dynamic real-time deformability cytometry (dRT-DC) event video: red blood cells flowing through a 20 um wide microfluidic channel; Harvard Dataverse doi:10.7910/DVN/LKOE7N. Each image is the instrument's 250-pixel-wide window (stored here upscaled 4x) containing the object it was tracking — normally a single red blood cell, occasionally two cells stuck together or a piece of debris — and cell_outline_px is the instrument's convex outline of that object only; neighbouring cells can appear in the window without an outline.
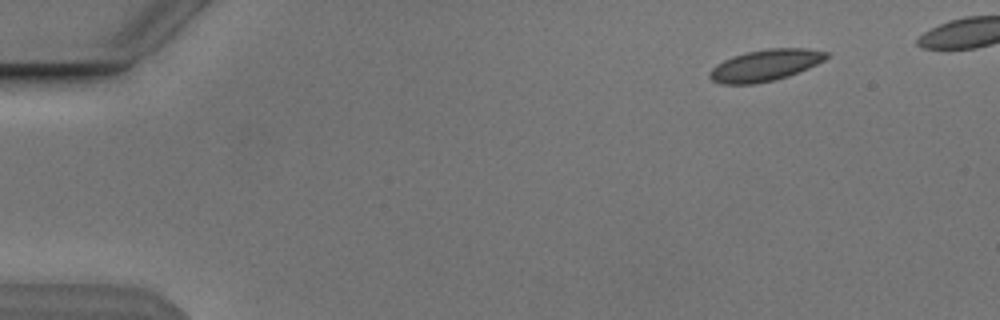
{"species": "Egyptian fruit bat (a non-hibernating species)", "species_latin": "Rousettus aegyptiacus", "temperature_condition": "cold", "stored_images_in_passage": 6, "camera_frame_rate_fps": 3000, "um_per_image_px": 0.085, "animal": {"sex": "male"}, "frame": {"image": 1, "passage_image": 1, "time_ms": 0.0, "image_size_px": [1000, 320], "cell_outline_px": [[828, 56], [824, 60], [808, 68], [788, 76], [776, 80], [756, 84], [720, 84], [712, 80], [708, 76], [708, 72], [716, 64], [732, 56], [744, 52], [768, 48], [804, 48], [828, 52]], "centroid_in_image_um": [65.0, 5.55], "position_along_channel_um": 20.0, "area_um2": 21.56}}
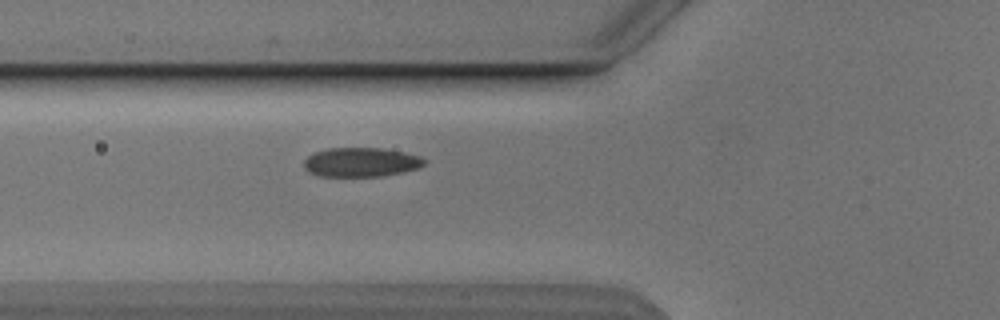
{"frame": {"image": 2, "passage_image": 5, "time_ms": 4.667, "image_size_px": [1000, 320], "cell_outline_px": [[428, 160], [420, 168], [404, 172], [380, 176], [320, 176], [304, 168], [304, 160], [308, 156], [316, 152], [328, 148], [384, 148], [404, 152], [420, 156]], "centroid_in_image_um": [30.74, 13.78], "position_along_channel_um": 95.1, "area_um2": 20.52}}